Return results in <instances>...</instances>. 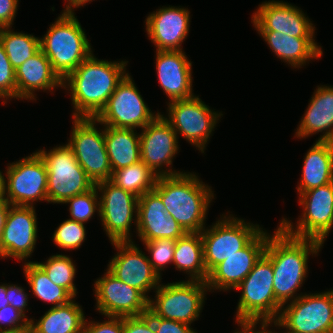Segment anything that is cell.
Instances as JSON below:
<instances>
[{
	"label": "cell",
	"instance_id": "cell-23",
	"mask_svg": "<svg viewBox=\"0 0 333 333\" xmlns=\"http://www.w3.org/2000/svg\"><path fill=\"white\" fill-rule=\"evenodd\" d=\"M155 53L157 79L168 96V103L195 96L192 86V61L184 50H156Z\"/></svg>",
	"mask_w": 333,
	"mask_h": 333
},
{
	"label": "cell",
	"instance_id": "cell-52",
	"mask_svg": "<svg viewBox=\"0 0 333 333\" xmlns=\"http://www.w3.org/2000/svg\"><path fill=\"white\" fill-rule=\"evenodd\" d=\"M4 196V174L0 170V198Z\"/></svg>",
	"mask_w": 333,
	"mask_h": 333
},
{
	"label": "cell",
	"instance_id": "cell-43",
	"mask_svg": "<svg viewBox=\"0 0 333 333\" xmlns=\"http://www.w3.org/2000/svg\"><path fill=\"white\" fill-rule=\"evenodd\" d=\"M25 288L12 283H6V298L10 305H12L16 310L22 313L29 321L30 318L27 317L25 312L30 310L28 306L29 296L28 292H25ZM29 307V308H28Z\"/></svg>",
	"mask_w": 333,
	"mask_h": 333
},
{
	"label": "cell",
	"instance_id": "cell-42",
	"mask_svg": "<svg viewBox=\"0 0 333 333\" xmlns=\"http://www.w3.org/2000/svg\"><path fill=\"white\" fill-rule=\"evenodd\" d=\"M146 314L152 320L156 333H198L191 325L156 317L149 309Z\"/></svg>",
	"mask_w": 333,
	"mask_h": 333
},
{
	"label": "cell",
	"instance_id": "cell-37",
	"mask_svg": "<svg viewBox=\"0 0 333 333\" xmlns=\"http://www.w3.org/2000/svg\"><path fill=\"white\" fill-rule=\"evenodd\" d=\"M85 223L66 219L55 228L52 241L61 250H77L86 240Z\"/></svg>",
	"mask_w": 333,
	"mask_h": 333
},
{
	"label": "cell",
	"instance_id": "cell-50",
	"mask_svg": "<svg viewBox=\"0 0 333 333\" xmlns=\"http://www.w3.org/2000/svg\"><path fill=\"white\" fill-rule=\"evenodd\" d=\"M274 327H276L275 329H277L278 327V329H280V327H281V329H283V331L281 330L280 332L278 331H276L275 329H273V333H294V332H291V331H289L286 327H284L277 319H274L273 320V328ZM285 329V330H284Z\"/></svg>",
	"mask_w": 333,
	"mask_h": 333
},
{
	"label": "cell",
	"instance_id": "cell-27",
	"mask_svg": "<svg viewBox=\"0 0 333 333\" xmlns=\"http://www.w3.org/2000/svg\"><path fill=\"white\" fill-rule=\"evenodd\" d=\"M277 58L293 70L301 69L313 60H320L323 48L315 38L291 37L277 31H257Z\"/></svg>",
	"mask_w": 333,
	"mask_h": 333
},
{
	"label": "cell",
	"instance_id": "cell-47",
	"mask_svg": "<svg viewBox=\"0 0 333 333\" xmlns=\"http://www.w3.org/2000/svg\"><path fill=\"white\" fill-rule=\"evenodd\" d=\"M10 204L5 200L4 197L0 198V240L2 237L3 229L6 222V217L9 212Z\"/></svg>",
	"mask_w": 333,
	"mask_h": 333
},
{
	"label": "cell",
	"instance_id": "cell-2",
	"mask_svg": "<svg viewBox=\"0 0 333 333\" xmlns=\"http://www.w3.org/2000/svg\"><path fill=\"white\" fill-rule=\"evenodd\" d=\"M128 63L125 59L101 60L92 53L72 71L62 81V89L71 95V117L95 118L129 72L126 71Z\"/></svg>",
	"mask_w": 333,
	"mask_h": 333
},
{
	"label": "cell",
	"instance_id": "cell-26",
	"mask_svg": "<svg viewBox=\"0 0 333 333\" xmlns=\"http://www.w3.org/2000/svg\"><path fill=\"white\" fill-rule=\"evenodd\" d=\"M295 131V138L320 134L317 141L333 142V85H318Z\"/></svg>",
	"mask_w": 333,
	"mask_h": 333
},
{
	"label": "cell",
	"instance_id": "cell-33",
	"mask_svg": "<svg viewBox=\"0 0 333 333\" xmlns=\"http://www.w3.org/2000/svg\"><path fill=\"white\" fill-rule=\"evenodd\" d=\"M157 175L140 160L133 165L112 171L110 181L138 198L154 189Z\"/></svg>",
	"mask_w": 333,
	"mask_h": 333
},
{
	"label": "cell",
	"instance_id": "cell-5",
	"mask_svg": "<svg viewBox=\"0 0 333 333\" xmlns=\"http://www.w3.org/2000/svg\"><path fill=\"white\" fill-rule=\"evenodd\" d=\"M35 152L47 169V203L63 204L68 198L86 193L95 186L67 144L56 145L48 151L41 148Z\"/></svg>",
	"mask_w": 333,
	"mask_h": 333
},
{
	"label": "cell",
	"instance_id": "cell-22",
	"mask_svg": "<svg viewBox=\"0 0 333 333\" xmlns=\"http://www.w3.org/2000/svg\"><path fill=\"white\" fill-rule=\"evenodd\" d=\"M190 11L182 6H162L145 18V32L155 50L183 51L190 32Z\"/></svg>",
	"mask_w": 333,
	"mask_h": 333
},
{
	"label": "cell",
	"instance_id": "cell-29",
	"mask_svg": "<svg viewBox=\"0 0 333 333\" xmlns=\"http://www.w3.org/2000/svg\"><path fill=\"white\" fill-rule=\"evenodd\" d=\"M85 314L82 306L75 301L50 307L38 320L30 318L32 333H83Z\"/></svg>",
	"mask_w": 333,
	"mask_h": 333
},
{
	"label": "cell",
	"instance_id": "cell-45",
	"mask_svg": "<svg viewBox=\"0 0 333 333\" xmlns=\"http://www.w3.org/2000/svg\"><path fill=\"white\" fill-rule=\"evenodd\" d=\"M235 323L239 328L233 333H273V328L270 329L273 320H235Z\"/></svg>",
	"mask_w": 333,
	"mask_h": 333
},
{
	"label": "cell",
	"instance_id": "cell-16",
	"mask_svg": "<svg viewBox=\"0 0 333 333\" xmlns=\"http://www.w3.org/2000/svg\"><path fill=\"white\" fill-rule=\"evenodd\" d=\"M179 140L171 125L159 114L140 129L141 160L157 176H174L184 173L172 168L173 160L180 152Z\"/></svg>",
	"mask_w": 333,
	"mask_h": 333
},
{
	"label": "cell",
	"instance_id": "cell-49",
	"mask_svg": "<svg viewBox=\"0 0 333 333\" xmlns=\"http://www.w3.org/2000/svg\"><path fill=\"white\" fill-rule=\"evenodd\" d=\"M9 302L6 298V283L0 284V309L8 305Z\"/></svg>",
	"mask_w": 333,
	"mask_h": 333
},
{
	"label": "cell",
	"instance_id": "cell-10",
	"mask_svg": "<svg viewBox=\"0 0 333 333\" xmlns=\"http://www.w3.org/2000/svg\"><path fill=\"white\" fill-rule=\"evenodd\" d=\"M162 117L171 125L178 139H185L199 152L204 153L215 127L223 117L222 111L210 108L199 95L167 103ZM180 134V135H179Z\"/></svg>",
	"mask_w": 333,
	"mask_h": 333
},
{
	"label": "cell",
	"instance_id": "cell-12",
	"mask_svg": "<svg viewBox=\"0 0 333 333\" xmlns=\"http://www.w3.org/2000/svg\"><path fill=\"white\" fill-rule=\"evenodd\" d=\"M4 175V198L13 206H34L47 202V169L42 158L33 152L7 164Z\"/></svg>",
	"mask_w": 333,
	"mask_h": 333
},
{
	"label": "cell",
	"instance_id": "cell-13",
	"mask_svg": "<svg viewBox=\"0 0 333 333\" xmlns=\"http://www.w3.org/2000/svg\"><path fill=\"white\" fill-rule=\"evenodd\" d=\"M100 200L101 226L112 242H134L132 225L137 228L138 200L134 194L123 190L110 180L95 185Z\"/></svg>",
	"mask_w": 333,
	"mask_h": 333
},
{
	"label": "cell",
	"instance_id": "cell-31",
	"mask_svg": "<svg viewBox=\"0 0 333 333\" xmlns=\"http://www.w3.org/2000/svg\"><path fill=\"white\" fill-rule=\"evenodd\" d=\"M173 266L186 273L188 281L206 282L208 272L204 265L203 241L201 233H186L176 240Z\"/></svg>",
	"mask_w": 333,
	"mask_h": 333
},
{
	"label": "cell",
	"instance_id": "cell-51",
	"mask_svg": "<svg viewBox=\"0 0 333 333\" xmlns=\"http://www.w3.org/2000/svg\"><path fill=\"white\" fill-rule=\"evenodd\" d=\"M0 333H32L30 326L23 329L11 330V331H1Z\"/></svg>",
	"mask_w": 333,
	"mask_h": 333
},
{
	"label": "cell",
	"instance_id": "cell-17",
	"mask_svg": "<svg viewBox=\"0 0 333 333\" xmlns=\"http://www.w3.org/2000/svg\"><path fill=\"white\" fill-rule=\"evenodd\" d=\"M111 244L117 254L110 258L107 270L120 281L139 290L149 300L151 297L148 294L157 289L162 278L153 269L146 252L135 241Z\"/></svg>",
	"mask_w": 333,
	"mask_h": 333
},
{
	"label": "cell",
	"instance_id": "cell-6",
	"mask_svg": "<svg viewBox=\"0 0 333 333\" xmlns=\"http://www.w3.org/2000/svg\"><path fill=\"white\" fill-rule=\"evenodd\" d=\"M271 260L263 254L252 271L233 290L241 291L235 320H274L282 306L276 301Z\"/></svg>",
	"mask_w": 333,
	"mask_h": 333
},
{
	"label": "cell",
	"instance_id": "cell-40",
	"mask_svg": "<svg viewBox=\"0 0 333 333\" xmlns=\"http://www.w3.org/2000/svg\"><path fill=\"white\" fill-rule=\"evenodd\" d=\"M29 327V320L12 305L0 309V332Z\"/></svg>",
	"mask_w": 333,
	"mask_h": 333
},
{
	"label": "cell",
	"instance_id": "cell-35",
	"mask_svg": "<svg viewBox=\"0 0 333 333\" xmlns=\"http://www.w3.org/2000/svg\"><path fill=\"white\" fill-rule=\"evenodd\" d=\"M34 262L47 274L53 283L65 288L74 298H77L78 291L74 282L77 268L73 258L57 253L46 258L44 262Z\"/></svg>",
	"mask_w": 333,
	"mask_h": 333
},
{
	"label": "cell",
	"instance_id": "cell-48",
	"mask_svg": "<svg viewBox=\"0 0 333 333\" xmlns=\"http://www.w3.org/2000/svg\"><path fill=\"white\" fill-rule=\"evenodd\" d=\"M94 0H64L65 8L62 10V12H74L75 9H78L79 7H84L86 4L92 2ZM75 8V9H74Z\"/></svg>",
	"mask_w": 333,
	"mask_h": 333
},
{
	"label": "cell",
	"instance_id": "cell-28",
	"mask_svg": "<svg viewBox=\"0 0 333 333\" xmlns=\"http://www.w3.org/2000/svg\"><path fill=\"white\" fill-rule=\"evenodd\" d=\"M302 174L296 187L303 193L333 182V142L315 141L304 156Z\"/></svg>",
	"mask_w": 333,
	"mask_h": 333
},
{
	"label": "cell",
	"instance_id": "cell-24",
	"mask_svg": "<svg viewBox=\"0 0 333 333\" xmlns=\"http://www.w3.org/2000/svg\"><path fill=\"white\" fill-rule=\"evenodd\" d=\"M136 233L140 241L174 239L183 237L186 232L168 215L161 198L152 190L138 200Z\"/></svg>",
	"mask_w": 333,
	"mask_h": 333
},
{
	"label": "cell",
	"instance_id": "cell-4",
	"mask_svg": "<svg viewBox=\"0 0 333 333\" xmlns=\"http://www.w3.org/2000/svg\"><path fill=\"white\" fill-rule=\"evenodd\" d=\"M75 12H62L40 38V48L63 81L94 51Z\"/></svg>",
	"mask_w": 333,
	"mask_h": 333
},
{
	"label": "cell",
	"instance_id": "cell-34",
	"mask_svg": "<svg viewBox=\"0 0 333 333\" xmlns=\"http://www.w3.org/2000/svg\"><path fill=\"white\" fill-rule=\"evenodd\" d=\"M0 40L15 70L41 49L38 36L14 31L12 27L0 28Z\"/></svg>",
	"mask_w": 333,
	"mask_h": 333
},
{
	"label": "cell",
	"instance_id": "cell-44",
	"mask_svg": "<svg viewBox=\"0 0 333 333\" xmlns=\"http://www.w3.org/2000/svg\"><path fill=\"white\" fill-rule=\"evenodd\" d=\"M123 333H156L147 314L123 317Z\"/></svg>",
	"mask_w": 333,
	"mask_h": 333
},
{
	"label": "cell",
	"instance_id": "cell-25",
	"mask_svg": "<svg viewBox=\"0 0 333 333\" xmlns=\"http://www.w3.org/2000/svg\"><path fill=\"white\" fill-rule=\"evenodd\" d=\"M15 79L16 99L21 101H36V91L53 93L59 87L62 89V80L41 49L15 70Z\"/></svg>",
	"mask_w": 333,
	"mask_h": 333
},
{
	"label": "cell",
	"instance_id": "cell-39",
	"mask_svg": "<svg viewBox=\"0 0 333 333\" xmlns=\"http://www.w3.org/2000/svg\"><path fill=\"white\" fill-rule=\"evenodd\" d=\"M0 99L2 105L7 104L10 100L16 99V79L15 69L5 52L2 41L0 40ZM9 100V101H8Z\"/></svg>",
	"mask_w": 333,
	"mask_h": 333
},
{
	"label": "cell",
	"instance_id": "cell-30",
	"mask_svg": "<svg viewBox=\"0 0 333 333\" xmlns=\"http://www.w3.org/2000/svg\"><path fill=\"white\" fill-rule=\"evenodd\" d=\"M104 140L112 171L141 160L140 132L104 126Z\"/></svg>",
	"mask_w": 333,
	"mask_h": 333
},
{
	"label": "cell",
	"instance_id": "cell-3",
	"mask_svg": "<svg viewBox=\"0 0 333 333\" xmlns=\"http://www.w3.org/2000/svg\"><path fill=\"white\" fill-rule=\"evenodd\" d=\"M153 191L186 233H198L206 227L208 210L216 195L197 173L158 176Z\"/></svg>",
	"mask_w": 333,
	"mask_h": 333
},
{
	"label": "cell",
	"instance_id": "cell-8",
	"mask_svg": "<svg viewBox=\"0 0 333 333\" xmlns=\"http://www.w3.org/2000/svg\"><path fill=\"white\" fill-rule=\"evenodd\" d=\"M212 224L200 232L208 274L219 263L243 249L263 229L257 223L235 217L230 211L220 215Z\"/></svg>",
	"mask_w": 333,
	"mask_h": 333
},
{
	"label": "cell",
	"instance_id": "cell-21",
	"mask_svg": "<svg viewBox=\"0 0 333 333\" xmlns=\"http://www.w3.org/2000/svg\"><path fill=\"white\" fill-rule=\"evenodd\" d=\"M269 232L262 229L243 249L219 263L206 281L209 292H230L252 271L254 264L264 254Z\"/></svg>",
	"mask_w": 333,
	"mask_h": 333
},
{
	"label": "cell",
	"instance_id": "cell-11",
	"mask_svg": "<svg viewBox=\"0 0 333 333\" xmlns=\"http://www.w3.org/2000/svg\"><path fill=\"white\" fill-rule=\"evenodd\" d=\"M72 119L73 126L66 144L73 150L77 162L95 185L110 180L112 169L104 140V125L96 118ZM99 125L102 129H98Z\"/></svg>",
	"mask_w": 333,
	"mask_h": 333
},
{
	"label": "cell",
	"instance_id": "cell-32",
	"mask_svg": "<svg viewBox=\"0 0 333 333\" xmlns=\"http://www.w3.org/2000/svg\"><path fill=\"white\" fill-rule=\"evenodd\" d=\"M25 280L33 293L34 298L52 304L56 307L69 303L74 297L63 287L53 283L47 274L34 262L23 263Z\"/></svg>",
	"mask_w": 333,
	"mask_h": 333
},
{
	"label": "cell",
	"instance_id": "cell-1",
	"mask_svg": "<svg viewBox=\"0 0 333 333\" xmlns=\"http://www.w3.org/2000/svg\"><path fill=\"white\" fill-rule=\"evenodd\" d=\"M323 246L314 239L291 236L279 225L269 233L264 254L272 262L275 298L281 306L303 294L297 292L308 277L309 256L319 255Z\"/></svg>",
	"mask_w": 333,
	"mask_h": 333
},
{
	"label": "cell",
	"instance_id": "cell-15",
	"mask_svg": "<svg viewBox=\"0 0 333 333\" xmlns=\"http://www.w3.org/2000/svg\"><path fill=\"white\" fill-rule=\"evenodd\" d=\"M277 320L294 333H333V289L304 292L282 306Z\"/></svg>",
	"mask_w": 333,
	"mask_h": 333
},
{
	"label": "cell",
	"instance_id": "cell-36",
	"mask_svg": "<svg viewBox=\"0 0 333 333\" xmlns=\"http://www.w3.org/2000/svg\"><path fill=\"white\" fill-rule=\"evenodd\" d=\"M63 204L69 205V219L77 222L86 224L96 212L97 216L100 215V200L96 186L86 193L68 198Z\"/></svg>",
	"mask_w": 333,
	"mask_h": 333
},
{
	"label": "cell",
	"instance_id": "cell-9",
	"mask_svg": "<svg viewBox=\"0 0 333 333\" xmlns=\"http://www.w3.org/2000/svg\"><path fill=\"white\" fill-rule=\"evenodd\" d=\"M302 207L296 225L283 217L279 226L289 235L325 243L333 228V182L297 193Z\"/></svg>",
	"mask_w": 333,
	"mask_h": 333
},
{
	"label": "cell",
	"instance_id": "cell-19",
	"mask_svg": "<svg viewBox=\"0 0 333 333\" xmlns=\"http://www.w3.org/2000/svg\"><path fill=\"white\" fill-rule=\"evenodd\" d=\"M37 219L35 206H10L0 240L1 259L29 262L39 237Z\"/></svg>",
	"mask_w": 333,
	"mask_h": 333
},
{
	"label": "cell",
	"instance_id": "cell-38",
	"mask_svg": "<svg viewBox=\"0 0 333 333\" xmlns=\"http://www.w3.org/2000/svg\"><path fill=\"white\" fill-rule=\"evenodd\" d=\"M148 254L147 258L153 269L162 278V271L173 263L174 249L176 240L174 239H156L152 241H141Z\"/></svg>",
	"mask_w": 333,
	"mask_h": 333
},
{
	"label": "cell",
	"instance_id": "cell-20",
	"mask_svg": "<svg viewBox=\"0 0 333 333\" xmlns=\"http://www.w3.org/2000/svg\"><path fill=\"white\" fill-rule=\"evenodd\" d=\"M292 3L279 0L264 1L251 16L256 31H277L297 38H315V24Z\"/></svg>",
	"mask_w": 333,
	"mask_h": 333
},
{
	"label": "cell",
	"instance_id": "cell-7",
	"mask_svg": "<svg viewBox=\"0 0 333 333\" xmlns=\"http://www.w3.org/2000/svg\"><path fill=\"white\" fill-rule=\"evenodd\" d=\"M206 282L180 280L161 283L148 301V309L156 316L191 325L199 320L207 293Z\"/></svg>",
	"mask_w": 333,
	"mask_h": 333
},
{
	"label": "cell",
	"instance_id": "cell-41",
	"mask_svg": "<svg viewBox=\"0 0 333 333\" xmlns=\"http://www.w3.org/2000/svg\"><path fill=\"white\" fill-rule=\"evenodd\" d=\"M106 318L102 322L85 319L83 333H123V317Z\"/></svg>",
	"mask_w": 333,
	"mask_h": 333
},
{
	"label": "cell",
	"instance_id": "cell-46",
	"mask_svg": "<svg viewBox=\"0 0 333 333\" xmlns=\"http://www.w3.org/2000/svg\"><path fill=\"white\" fill-rule=\"evenodd\" d=\"M18 5L19 0H0V28L14 25Z\"/></svg>",
	"mask_w": 333,
	"mask_h": 333
},
{
	"label": "cell",
	"instance_id": "cell-14",
	"mask_svg": "<svg viewBox=\"0 0 333 333\" xmlns=\"http://www.w3.org/2000/svg\"><path fill=\"white\" fill-rule=\"evenodd\" d=\"M129 72L118 83L105 107L95 117L104 126L143 129L161 112H152Z\"/></svg>",
	"mask_w": 333,
	"mask_h": 333
},
{
	"label": "cell",
	"instance_id": "cell-18",
	"mask_svg": "<svg viewBox=\"0 0 333 333\" xmlns=\"http://www.w3.org/2000/svg\"><path fill=\"white\" fill-rule=\"evenodd\" d=\"M95 309L104 317L140 316L148 312V299L117 279L107 269L93 284Z\"/></svg>",
	"mask_w": 333,
	"mask_h": 333
}]
</instances>
